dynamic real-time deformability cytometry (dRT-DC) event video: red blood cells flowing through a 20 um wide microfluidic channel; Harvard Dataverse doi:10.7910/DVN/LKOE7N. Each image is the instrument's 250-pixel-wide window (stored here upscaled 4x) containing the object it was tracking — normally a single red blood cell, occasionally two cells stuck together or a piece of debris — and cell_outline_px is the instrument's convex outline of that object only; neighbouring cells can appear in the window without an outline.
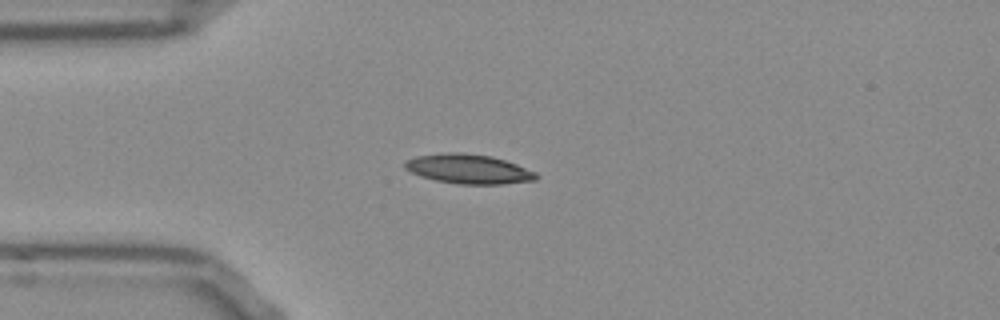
{"species": "Egyptian fruit bat (a non-hibernating species)", "species_latin": "Rousettus aegyptiacus", "temperature_condition": "room temperature", "stored_images_in_passage": 40, "camera_frame_rate_fps": 3000, "um_per_image_px": 0.085, "frame": {"image": 1, "passage_image": 1, "time_ms": 0.0, "image_size_px": [1000, 320], "cell_outline_px": [[540, 176], [536, 180], [504, 184], [460, 184], [436, 180], [420, 176], [404, 168], [404, 160], [416, 156], [444, 152], [464, 152], [492, 156], [516, 164], [536, 172]], "centroid_in_image_um": [39.82, 14.35], "position_along_channel_um": 45.2, "area_um2": 22.72}}
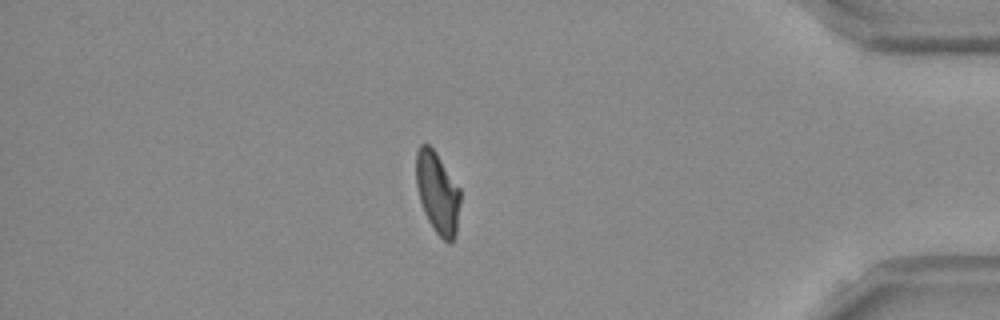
{"frame": {"image": 2, "passage_image": 33, "time_ms": 10.667, "image_size_px": [1000, 320], "cell_outline_px": [[460, 200], [456, 236], [448, 244], [436, 232], [428, 220], [424, 212], [420, 200], [416, 184], [416, 152], [420, 144], [428, 144], [436, 152], [460, 188]], "centroid_in_image_um": [37.19, 16.38], "position_along_channel_um": 398.0, "area_um2": 20.98}}
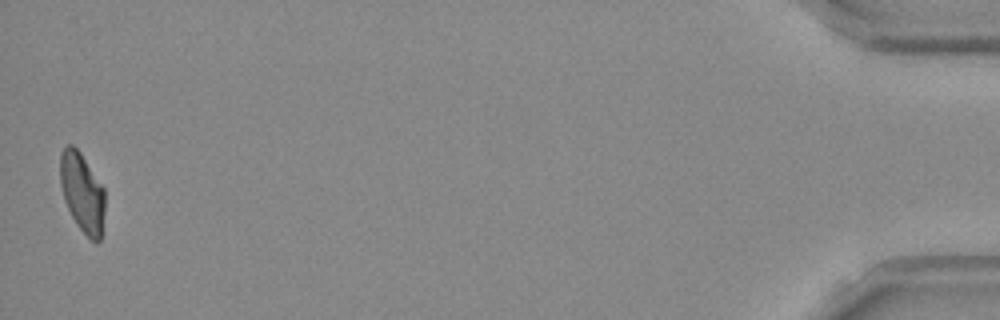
{"frame": {"image": 3, "passage_image": 40, "time_ms": 13.0, "image_size_px": [1000, 320], "cell_outline_px": [[104, 212], [100, 240], [96, 244], [76, 224], [64, 200], [60, 184], [60, 152], [68, 144], [72, 144], [80, 152], [104, 188]], "centroid_in_image_um": [6.97, 16.35], "position_along_channel_um": 428.2, "area_um2": 20.52}, "authors_computed_cell_mechanics": {"area_um2": 21.675, "velocity_mm_per_s": 3.8074, "shape_relaxation_time_tau1_ms": 9.1776, "shape_relaxation_time_tau2_ms": 2.9534, "deformation_change_tau1": 0.2197, "deformation_change_tau2": 0.078}}